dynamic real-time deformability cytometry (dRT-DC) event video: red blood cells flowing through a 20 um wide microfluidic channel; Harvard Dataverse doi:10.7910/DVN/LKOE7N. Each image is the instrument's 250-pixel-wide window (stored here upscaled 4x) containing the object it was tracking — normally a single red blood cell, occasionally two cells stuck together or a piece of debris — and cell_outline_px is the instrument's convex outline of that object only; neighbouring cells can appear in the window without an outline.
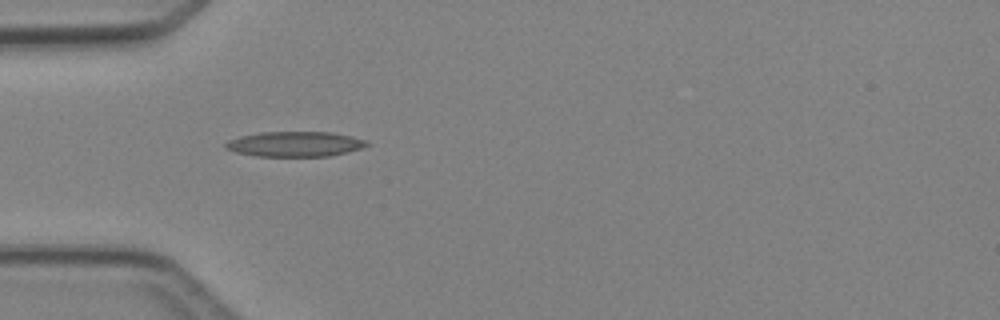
{"species": "Egyptian fruit bat (a non-hibernating species)", "species_latin": "Rousettus aegyptiacus", "temperature_condition": "cold", "stored_images_in_passage": 5, "camera_frame_rate_fps": 3000, "um_per_image_px": 0.085, "animal": {"sex": "female"}, "frame": {"image": 1, "passage_image": 3, "time_ms": 2.333, "image_size_px": [1000, 320], "cell_outline_px": [[372, 144], [348, 152], [328, 156], [256, 156], [236, 152], [224, 148], [224, 144], [228, 140], [240, 136], [260, 132], [332, 132], [352, 136], [368, 140]], "centroid_in_image_um": [25.09, 12.24], "position_along_channel_um": 59.9, "area_um2": 20.81}}
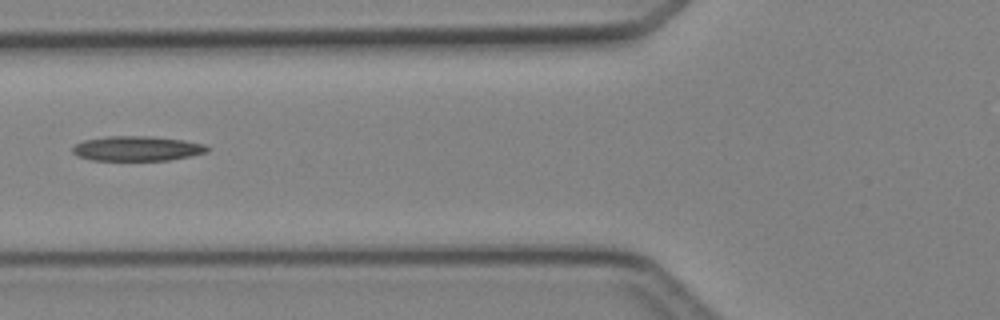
{"frame": {"image": 2, "passage_image": 4, "time_ms": 3.667, "image_size_px": [1000, 320], "cell_outline_px": [[208, 152], [168, 160], [92, 160], [80, 156], [72, 152], [72, 148], [76, 144], [84, 140], [108, 136], [152, 136], [184, 140], [204, 144], [208, 148]], "centroid_in_image_um": [11.65, 12.61], "position_along_channel_um": 114.1, "area_um2": 19.31}}
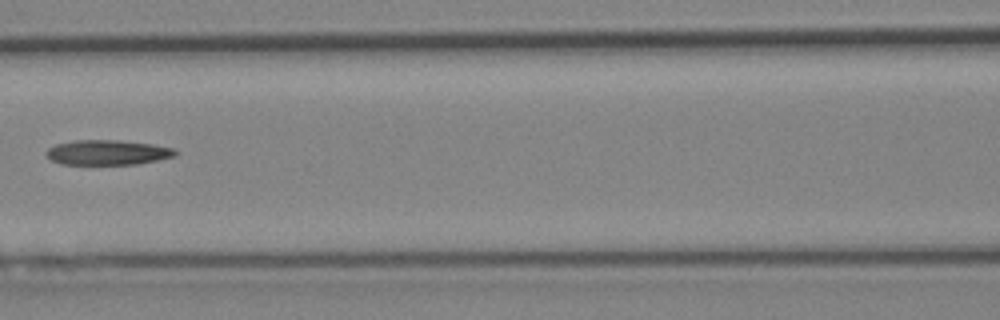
{"frame": {"image": 3, "passage_image": 5, "time_ms": 4.667, "image_size_px": [1000, 320], "cell_outline_px": [[180, 152], [176, 156], [136, 164], [60, 164], [52, 160], [44, 152], [48, 148], [56, 144], [76, 140], [116, 140], [152, 144], [172, 148]], "centroid_in_image_um": [9.14, 12.96], "position_along_channel_um": 157.5, "area_um2": 18.67}}